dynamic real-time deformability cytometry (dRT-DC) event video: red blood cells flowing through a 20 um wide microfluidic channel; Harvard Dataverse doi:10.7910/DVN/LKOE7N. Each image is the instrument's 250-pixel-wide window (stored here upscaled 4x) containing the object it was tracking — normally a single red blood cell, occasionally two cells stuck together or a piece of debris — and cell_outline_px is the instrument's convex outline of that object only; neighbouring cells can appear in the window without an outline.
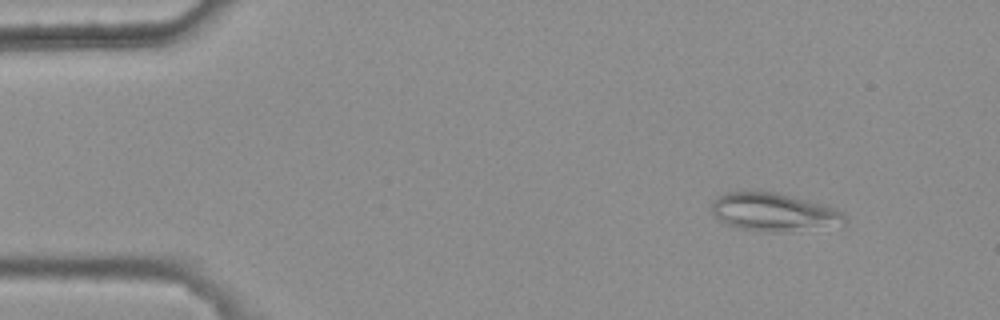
{"species": "common noctule bat (a hibernating species)", "species_latin": "Nyctalus noctula", "temperature_condition": "warm", "stored_images_in_passage": 5, "camera_frame_rate_fps": 3000, "um_per_image_px": 0.085, "animal": {"sex": "female", "body_mass_g": 25.1}, "frame": {"image": 1, "passage_image": 2, "time_ms": 0.333, "image_size_px": [1000, 320], "cell_outline_px": [[848, 220], [844, 224], [784, 228], [740, 228], [728, 224], [720, 220], [712, 212], [712, 204], [724, 192], [776, 192], [792, 196], [820, 204], [832, 208], [840, 212]], "centroid_in_image_um": [65.69, 17.95], "position_along_channel_um": 19.3, "area_um2": 27.11}}